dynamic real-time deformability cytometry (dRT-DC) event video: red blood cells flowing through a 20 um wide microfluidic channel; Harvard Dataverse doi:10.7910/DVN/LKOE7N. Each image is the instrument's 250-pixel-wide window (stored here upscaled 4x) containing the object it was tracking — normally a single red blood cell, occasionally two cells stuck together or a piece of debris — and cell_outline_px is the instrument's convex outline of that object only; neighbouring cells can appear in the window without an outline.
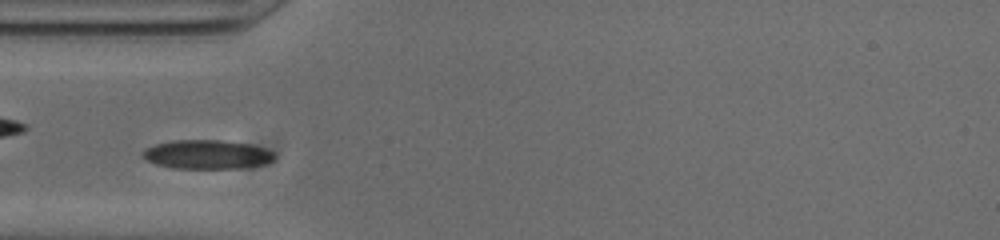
{"species": "common noctule bat (a hibernating species)", "species_latin": "Nyctalus noctula", "temperature_condition": "cold", "stored_images_in_passage": 43, "camera_frame_rate_fps": 3000, "um_per_image_px": 0.085, "animal": {"sex": "male", "body_mass_g": 20.0, "forearm_length_mm": 53.3}, "frame": {"image": 1, "passage_image": 7, "time_ms": 2.0, "image_size_px": [1000, 240], "cell_outline_px": [[276, 156], [272, 160], [264, 164], [236, 168], [172, 168], [156, 164], [140, 156], [140, 152], [156, 144], [172, 140], [220, 140], [248, 144], [264, 148], [272, 152]], "centroid_in_image_um": [17.56, 13.13], "position_along_channel_um": 67.4, "area_um2": 22.08}}
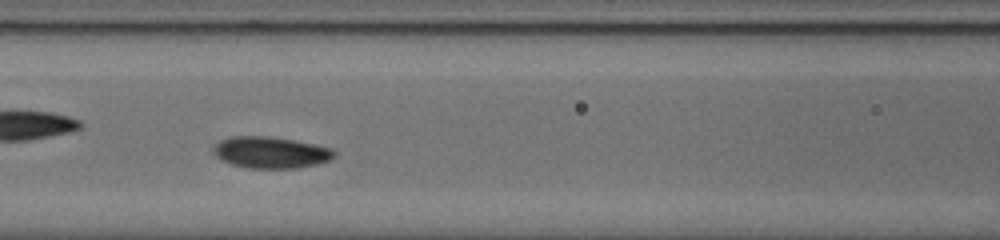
{"frame": {"image": 2, "passage_image": 13, "time_ms": 4.0, "image_size_px": [1000, 240], "cell_outline_px": [[336, 156], [328, 160], [316, 164], [296, 168], [248, 168], [232, 164], [220, 160], [212, 152], [212, 144], [220, 140], [232, 136], [268, 136], [292, 140], [332, 148], [336, 152]], "centroid_in_image_um": [22.95, 12.95], "position_along_channel_um": 143.7, "area_um2": 22.25}, "authors_computed_cell_mechanics": {"area_um2": 21.0392, "velocity_mm_per_s": 3.775, "shape_relaxation_time_tau1_ms": 3.0903, "shape_relaxation_time_tau2_ms": null, "deformation_change_tau1": 0.101, "deformation_change_tau2": null}}